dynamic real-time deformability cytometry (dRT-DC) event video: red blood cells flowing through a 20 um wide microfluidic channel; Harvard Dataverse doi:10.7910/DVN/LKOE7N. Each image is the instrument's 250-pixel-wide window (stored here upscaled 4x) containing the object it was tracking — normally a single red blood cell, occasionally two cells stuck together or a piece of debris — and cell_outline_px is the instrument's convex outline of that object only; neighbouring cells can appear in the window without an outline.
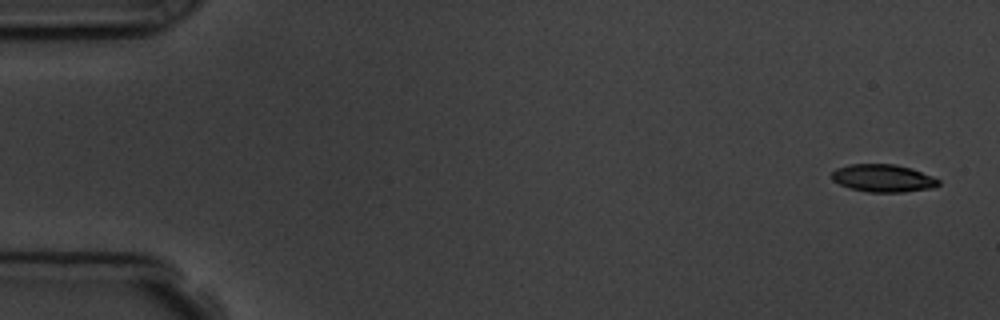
{"species": "common noctule bat (a hibernating species)", "species_latin": "Nyctalus noctula", "temperature_condition": "room temperature", "stored_images_in_passage": 5, "camera_frame_rate_fps": 3000, "um_per_image_px": 0.085, "animal": {"sex": "male", "body_mass_g": 19.5, "forearm_length_mm": 54.6}, "frame": {"image": 1, "passage_image": 1, "time_ms": 0.0, "image_size_px": [1000, 320], "cell_outline_px": [[940, 184], [932, 188], [904, 192], [868, 192], [848, 188], [832, 180], [832, 172], [836, 168], [848, 164], [896, 164], [912, 168], [932, 176], [940, 180]], "centroid_in_image_um": [75.06, 15.14], "position_along_channel_um": 9.9, "area_um2": 17.34}}
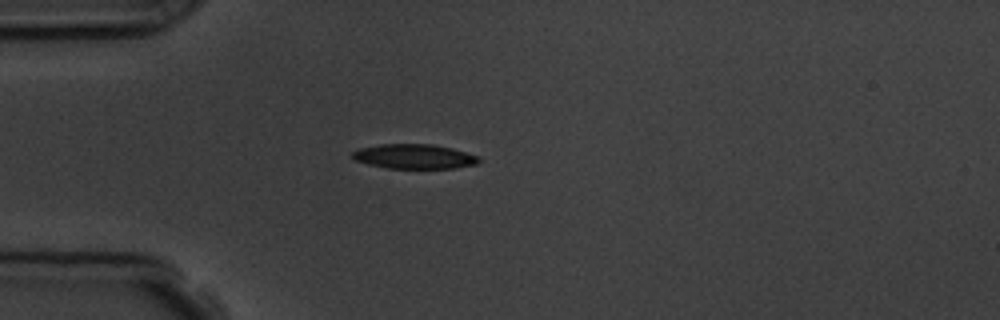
{"frame": {"image": 2, "passage_image": 5, "time_ms": 4.333, "image_size_px": [1000, 320], "cell_outline_px": [[480, 160], [476, 164], [456, 168], [388, 168], [368, 164], [356, 160], [352, 156], [352, 152], [360, 148], [380, 144], [432, 144], [452, 148], [480, 156]], "centroid_in_image_um": [35.24, 13.29], "position_along_channel_um": 49.8, "area_um2": 18.09}}